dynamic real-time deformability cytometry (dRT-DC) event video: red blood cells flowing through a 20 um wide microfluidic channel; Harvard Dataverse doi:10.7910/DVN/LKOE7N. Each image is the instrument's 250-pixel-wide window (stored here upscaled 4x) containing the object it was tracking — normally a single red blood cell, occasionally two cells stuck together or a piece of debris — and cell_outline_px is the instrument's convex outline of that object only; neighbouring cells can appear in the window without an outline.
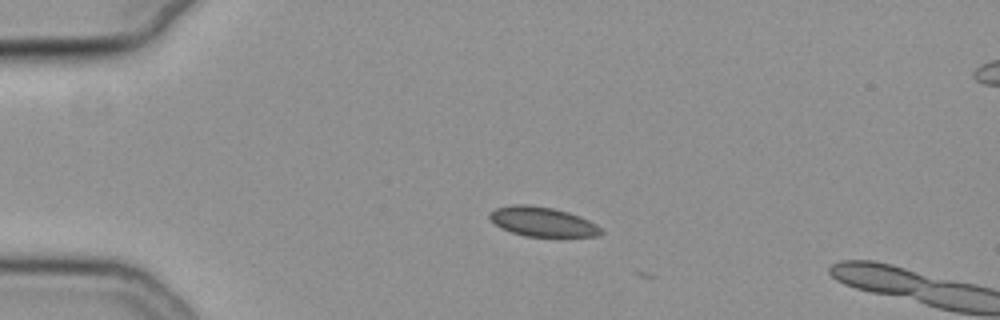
{"species": "common noctule bat (a hibernating species)", "species_latin": "Nyctalus noctula", "temperature_condition": "cold", "stored_images_in_passage": 4, "camera_frame_rate_fps": 3000, "um_per_image_px": 0.085, "animal": {"sex": "female", "body_mass_g": 19.3, "forearm_length_mm": 54.1}, "frame": {"image": 1, "passage_image": 3, "time_ms": 0.667, "image_size_px": [1000, 320], "cell_outline_px": [[604, 232], [600, 236], [524, 236], [500, 228], [488, 216], [488, 212], [496, 208], [512, 204], [528, 204], [552, 208], [568, 212], [580, 216], [596, 224]], "centroid_in_image_um": [46.09, 18.84], "position_along_channel_um": 38.9, "area_um2": 19.13}}